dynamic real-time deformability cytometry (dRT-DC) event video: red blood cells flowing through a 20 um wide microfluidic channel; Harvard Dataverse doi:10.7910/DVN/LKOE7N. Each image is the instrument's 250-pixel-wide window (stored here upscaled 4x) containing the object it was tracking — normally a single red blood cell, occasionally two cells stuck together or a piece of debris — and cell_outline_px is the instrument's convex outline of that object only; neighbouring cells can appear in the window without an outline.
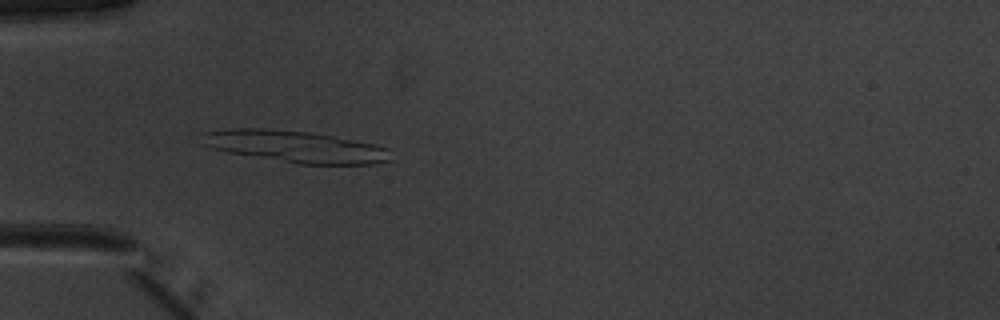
{"species": "common noctule bat (a hibernating species)", "species_latin": "Nyctalus noctula", "temperature_condition": "warm", "stored_images_in_passage": 51, "camera_frame_rate_fps": 3000, "um_per_image_px": 0.085, "animal": {"sex": "male", "body_mass_g": 20.1, "forearm_length_mm": 53.5}, "frame": {"image": 1, "passage_image": 16, "time_ms": 5.0, "image_size_px": [1000, 320], "cell_outline_px": [[392, 160], [376, 164], [296, 164], [228, 152], [212, 148], [200, 144], [200, 132], [228, 128], [260, 128], [308, 132], [332, 136], [376, 144], [388, 148]], "centroid_in_image_um": [25.05, 12.46], "position_along_channel_um": 60.0, "area_um2": 35.32}}
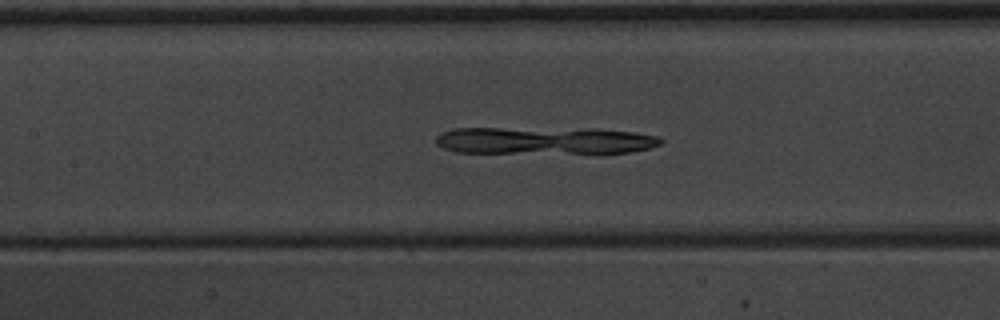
{"frame": {"image": 2, "passage_image": 24, "time_ms": 7.667, "image_size_px": [1000, 320], "cell_outline_px": [[664, 140], [660, 144], [648, 148], [628, 152], [604, 156], [596, 156], [456, 152], [444, 148], [436, 144], [436, 136], [452, 128], [596, 128], [636, 132], [660, 136]], "centroid_in_image_um": [46.41, 11.99], "position_along_channel_um": 161.0, "area_um2": 38.15}}